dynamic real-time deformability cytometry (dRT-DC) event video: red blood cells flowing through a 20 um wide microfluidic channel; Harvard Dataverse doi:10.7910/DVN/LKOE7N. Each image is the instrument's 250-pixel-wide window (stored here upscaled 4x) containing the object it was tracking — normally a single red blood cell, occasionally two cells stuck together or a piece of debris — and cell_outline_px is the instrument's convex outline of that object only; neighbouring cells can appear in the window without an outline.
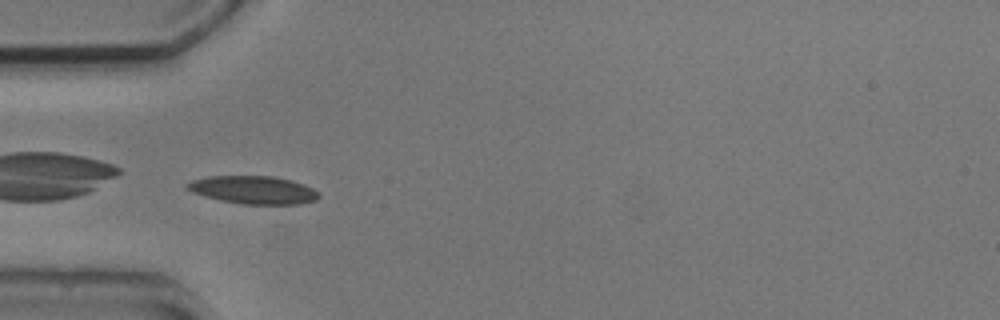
{"species": "common noctule bat (a hibernating species)", "species_latin": "Nyctalus noctula", "temperature_condition": "cold", "stored_images_in_passage": 2, "camera_frame_rate_fps": 3000, "um_per_image_px": 0.085, "animal": {"sex": "male", "body_mass_g": 20.5, "forearm_length_mm": 52.5}, "frame": {"image": 1, "passage_image": 1, "time_ms": 0.0, "image_size_px": [1000, 320], "cell_outline_px": [[320, 196], [316, 200], [300, 204], [244, 204], [220, 200], [204, 196], [192, 192], [184, 184], [192, 180], [208, 176], [272, 176], [292, 180], [304, 184], [320, 192]], "centroid_in_image_um": [21.56, 16.14], "position_along_channel_um": 63.4, "area_um2": 21.5}}